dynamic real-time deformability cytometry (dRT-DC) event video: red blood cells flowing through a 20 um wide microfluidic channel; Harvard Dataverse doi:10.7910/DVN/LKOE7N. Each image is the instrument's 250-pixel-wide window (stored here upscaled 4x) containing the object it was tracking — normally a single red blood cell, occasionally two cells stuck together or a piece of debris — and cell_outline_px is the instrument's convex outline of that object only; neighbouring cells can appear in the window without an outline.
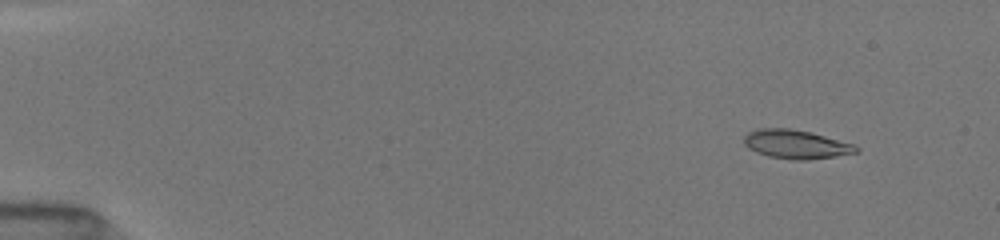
{"species": "common noctule bat (a hibernating species)", "species_latin": "Nyctalus noctula", "temperature_condition": "room temperature", "stored_images_in_passage": 51, "camera_frame_rate_fps": 3000, "um_per_image_px": 0.085, "animal": {"sex": "female", "body_mass_g": 19.5, "forearm_length_mm": 54.1}, "frame": {"image": 1, "passage_image": 5, "time_ms": 1.333, "image_size_px": [1000, 240], "cell_outline_px": [[860, 152], [836, 156], [808, 160], [792, 160], [768, 156], [756, 152], [748, 148], [744, 144], [744, 136], [748, 132], [760, 128], [792, 128], [812, 132], [856, 144], [860, 148]], "centroid_in_image_um": [67.71, 12.26], "position_along_channel_um": 17.3, "area_um2": 19.19}}
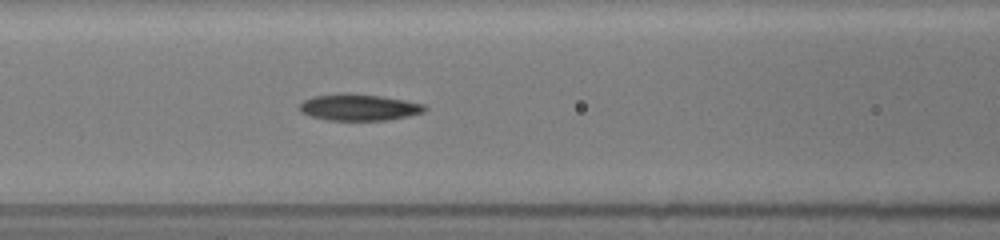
{"frame": {"image": 2, "passage_image": 23, "time_ms": 7.333, "image_size_px": [1000, 240], "cell_outline_px": [[428, 108], [424, 112], [408, 116], [388, 120], [328, 120], [312, 116], [300, 112], [300, 104], [304, 100], [312, 96], [344, 92], [348, 92], [380, 96], [404, 100], [424, 104]], "centroid_in_image_um": [30.51, 9.11], "position_along_channel_um": 136.1, "area_um2": 19.42}}
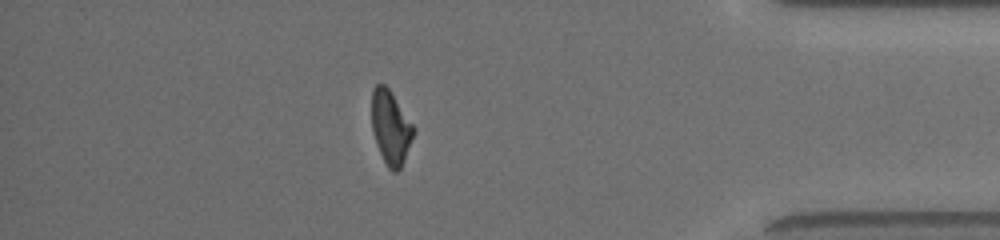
{"frame": {"image": 3, "passage_image": 45, "time_ms": 14.667, "image_size_px": [1000, 240], "cell_outline_px": [[412, 136], [404, 160], [400, 168], [396, 172], [392, 172], [388, 168], [376, 144], [372, 128], [372, 88], [376, 84], [384, 84], [388, 88], [412, 124]], "centroid_in_image_um": [33.16, 10.83], "position_along_channel_um": 402.0, "area_um2": 17.34}, "authors_computed_cell_mechanics": {"area_um2": 18.785, "velocity_mm_per_s": 4.0565, "shape_relaxation_time_tau1_ms": null, "shape_relaxation_time_tau2_ms": 5.4347, "deformation_change_tau1": null, "deformation_change_tau2": 0.1405}}